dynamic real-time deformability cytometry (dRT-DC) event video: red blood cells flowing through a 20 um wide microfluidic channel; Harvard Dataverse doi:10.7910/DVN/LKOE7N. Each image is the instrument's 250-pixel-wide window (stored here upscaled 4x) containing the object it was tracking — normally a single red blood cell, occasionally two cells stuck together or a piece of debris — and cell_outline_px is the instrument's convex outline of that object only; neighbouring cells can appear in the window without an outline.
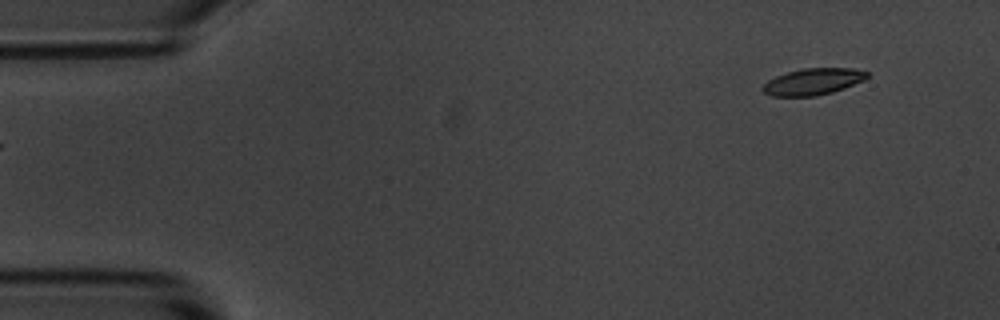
{"species": "common noctule bat (a hibernating species)", "species_latin": "Nyctalus noctula", "temperature_condition": "room temperature", "stored_images_in_passage": 52, "camera_frame_rate_fps": 3000, "um_per_image_px": 0.085, "animal": {"sex": "male", "body_mass_g": 20.1, "forearm_length_mm": 53.5}, "frame": {"image": 1, "passage_image": 1, "time_ms": 0.0, "image_size_px": [1000, 320], "cell_outline_px": [[868, 76], [864, 80], [844, 88], [832, 92], [816, 96], [772, 96], [764, 92], [760, 88], [768, 80], [776, 76], [788, 72], [804, 68], [852, 68], [868, 72]], "centroid_in_image_um": [69.09, 6.94], "position_along_channel_um": 15.9, "area_um2": 16.07}}
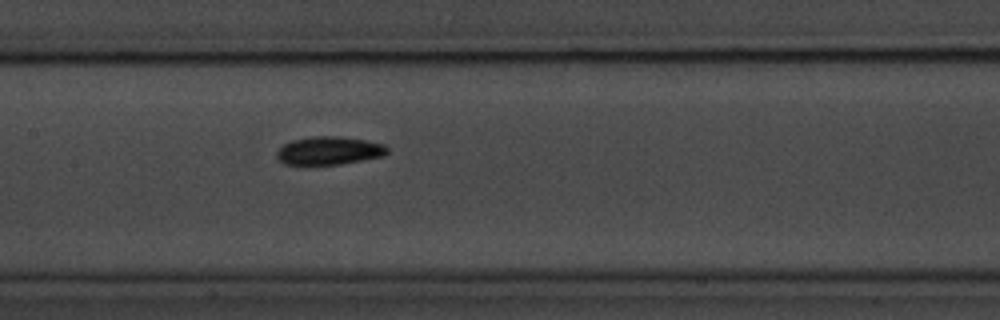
{"frame": {"image": 2, "passage_image": 23, "time_ms": 7.333, "image_size_px": [1000, 320], "cell_outline_px": [[388, 152], [384, 156], [340, 164], [308, 168], [300, 168], [284, 164], [276, 156], [276, 152], [284, 144], [292, 140], [312, 136], [340, 136], [364, 140], [384, 144], [388, 148]], "centroid_in_image_um": [27.9, 12.86], "position_along_channel_um": 179.5, "area_um2": 18.96}}
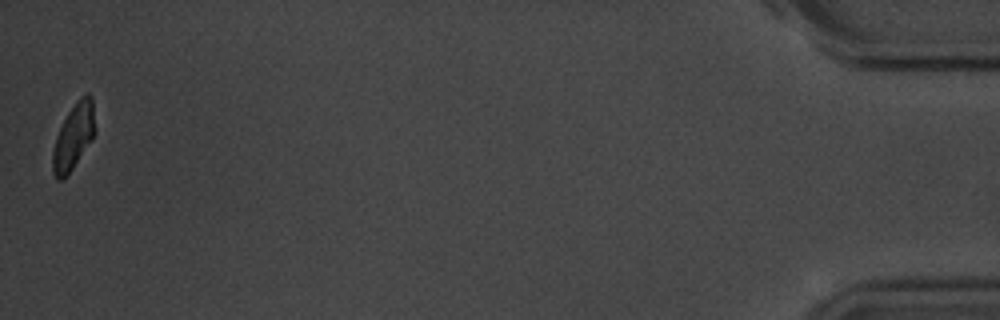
{"frame": {"image": 3, "passage_image": 52, "time_ms": 17.0, "image_size_px": [1000, 320], "cell_outline_px": [[96, 132], [92, 140], [68, 176], [64, 180], [56, 180], [52, 172], [52, 152], [56, 136], [68, 112], [76, 100], [84, 92], [88, 92], [92, 96], [96, 128]], "centroid_in_image_um": [6.27, 11.61], "position_along_channel_um": 428.9, "area_um2": 16.76}, "authors_computed_cell_mechanics": {"area_um2": 17.3978, "velocity_mm_per_s": 3.5607, "shape_relaxation_time_tau1_ms": 2.7742, "shape_relaxation_time_tau2_ms": 8.4937, "deformation_change_tau1": 0.101, "deformation_change_tau2": 0.1407}}